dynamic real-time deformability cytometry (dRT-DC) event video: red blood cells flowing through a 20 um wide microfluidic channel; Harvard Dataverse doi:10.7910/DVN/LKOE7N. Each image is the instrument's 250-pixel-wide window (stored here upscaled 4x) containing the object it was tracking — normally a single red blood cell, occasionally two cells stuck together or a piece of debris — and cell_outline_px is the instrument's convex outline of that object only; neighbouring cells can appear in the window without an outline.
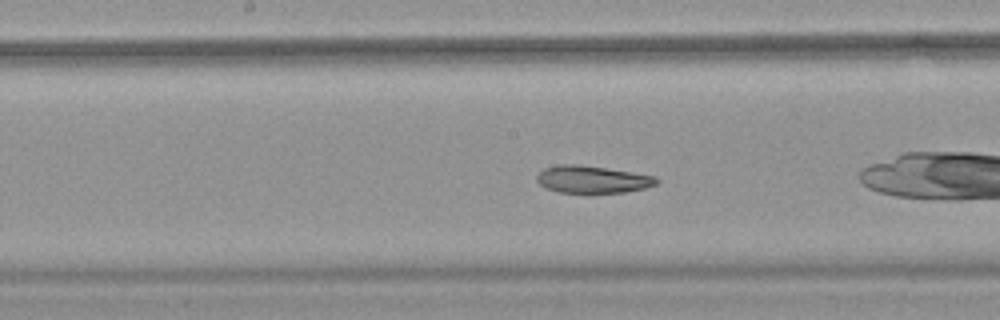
{"species": "common noctule bat (a hibernating species)", "species_latin": "Nyctalus noctula", "temperature_condition": "warm", "stored_images_in_passage": 37, "camera_frame_rate_fps": 3000, "um_per_image_px": 0.085, "animal": {"sex": "female", "body_mass_g": 18.4}, "frame": {"image": 1, "passage_image": 11, "time_ms": 3.333, "image_size_px": [1000, 320], "cell_outline_px": [[660, 180], [656, 184], [644, 188], [624, 192], [592, 196], [584, 196], [556, 192], [544, 188], [536, 180], [536, 176], [544, 168], [560, 164], [580, 164], [632, 172], [656, 176]], "centroid_in_image_um": [50.31, 15.3], "position_along_channel_um": 197.9, "area_um2": 20.11}, "authors_computed_cell_mechanics": {"area_um2": 20.1144, "velocity_mm_per_s": 3.7531, "shape_relaxation_time_tau1_ms": 8.7191, "shape_relaxation_time_tau2_ms": 2.5554, "deformation_change_tau1": 0.1856, "deformation_change_tau2": 0.0877}}